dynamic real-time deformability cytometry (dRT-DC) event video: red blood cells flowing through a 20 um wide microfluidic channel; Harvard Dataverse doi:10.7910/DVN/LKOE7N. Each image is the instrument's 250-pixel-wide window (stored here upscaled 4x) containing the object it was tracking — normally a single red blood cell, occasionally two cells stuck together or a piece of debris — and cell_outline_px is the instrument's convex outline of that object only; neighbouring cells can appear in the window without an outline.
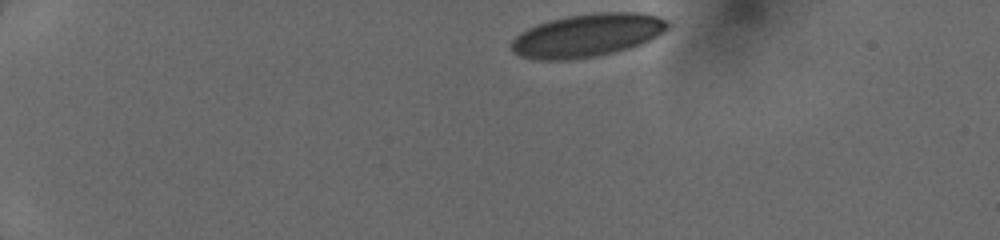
{"species": "human", "species_latin": "Homo sapiens", "temperature_condition": "cold", "stored_images_in_passage": 40, "camera_frame_rate_fps": 3000, "um_per_image_px": 0.085, "donor": {"sex": "female"}, "frame": {"image": 1, "passage_image": 1, "time_ms": 0.0, "image_size_px": [1000, 240], "cell_outline_px": [[672, 24], [664, 32], [644, 44], [596, 56], [572, 60], [536, 60], [520, 56], [512, 52], [512, 40], [520, 32], [536, 24], [548, 20], [568, 16], [596, 12], [640, 12], [656, 16], [668, 20]], "centroid_in_image_um": [49.94, 3.0], "position_along_channel_um": 35.1, "area_um2": 39.65}}
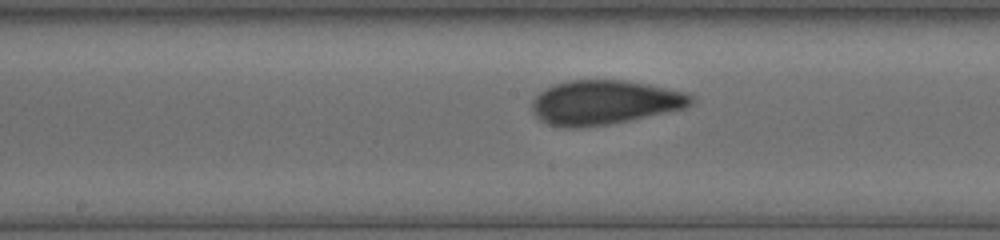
{"frame": {"image": 2, "passage_image": 19, "time_ms": 6.0, "image_size_px": [1000, 240], "cell_outline_px": [[696, 100], [692, 104], [684, 108], [628, 120], [608, 124], [576, 128], [568, 128], [548, 124], [540, 120], [532, 112], [532, 100], [544, 88], [552, 84], [568, 80], [628, 80], [688, 92], [696, 96]], "centroid_in_image_um": [51.39, 8.69], "position_along_channel_um": 196.8, "area_um2": 41.33}}
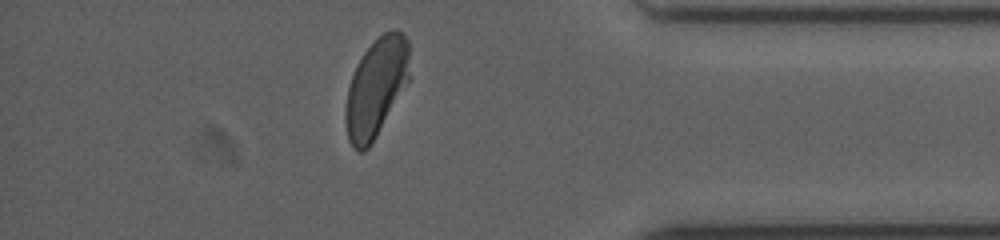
{"frame": {"image": 3, "passage_image": 35, "time_ms": 11.333, "image_size_px": [1000, 240], "cell_outline_px": [[408, 80], [376, 136], [368, 148], [360, 152], [348, 140], [344, 120], [344, 112], [348, 88], [352, 76], [364, 52], [384, 32], [392, 28], [396, 28], [408, 40]], "centroid_in_image_um": [31.94, 7.44], "position_along_channel_um": 403.3, "area_um2": 35.89}}